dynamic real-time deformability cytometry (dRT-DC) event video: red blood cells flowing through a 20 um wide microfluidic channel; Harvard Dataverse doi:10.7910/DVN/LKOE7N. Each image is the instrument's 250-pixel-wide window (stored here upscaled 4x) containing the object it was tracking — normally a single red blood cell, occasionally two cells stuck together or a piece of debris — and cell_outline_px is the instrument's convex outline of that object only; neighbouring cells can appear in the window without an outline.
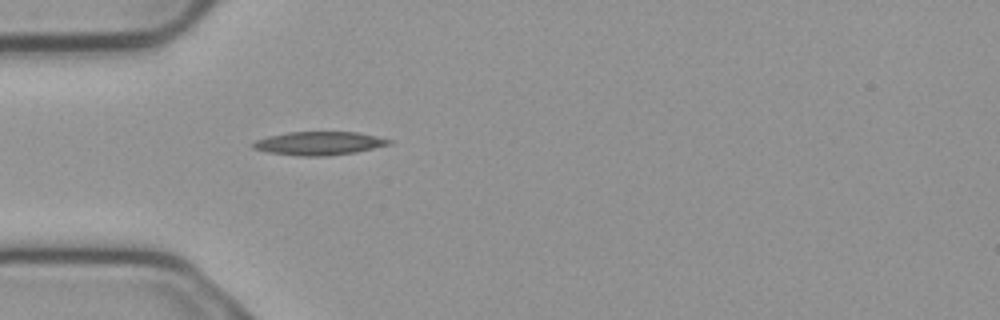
{"species": "common noctule bat (a hibernating species)", "species_latin": "Nyctalus noctula", "temperature_condition": "cold", "stored_images_in_passage": 1, "camera_frame_rate_fps": 3000, "um_per_image_px": 0.085, "animal": {"sex": "male", "body_mass_g": 23.1, "forearm_length_mm": 52.7}, "frame": {"image": 1, "passage_image": 1, "time_ms": 0.0, "image_size_px": [1000, 320], "cell_outline_px": [[392, 144], [356, 152], [324, 156], [300, 156], [268, 152], [252, 148], [252, 144], [256, 140], [268, 136], [288, 132], [356, 132], [392, 140]], "centroid_in_image_um": [27.11, 12.18], "position_along_channel_um": 57.9, "area_um2": 18.44}}